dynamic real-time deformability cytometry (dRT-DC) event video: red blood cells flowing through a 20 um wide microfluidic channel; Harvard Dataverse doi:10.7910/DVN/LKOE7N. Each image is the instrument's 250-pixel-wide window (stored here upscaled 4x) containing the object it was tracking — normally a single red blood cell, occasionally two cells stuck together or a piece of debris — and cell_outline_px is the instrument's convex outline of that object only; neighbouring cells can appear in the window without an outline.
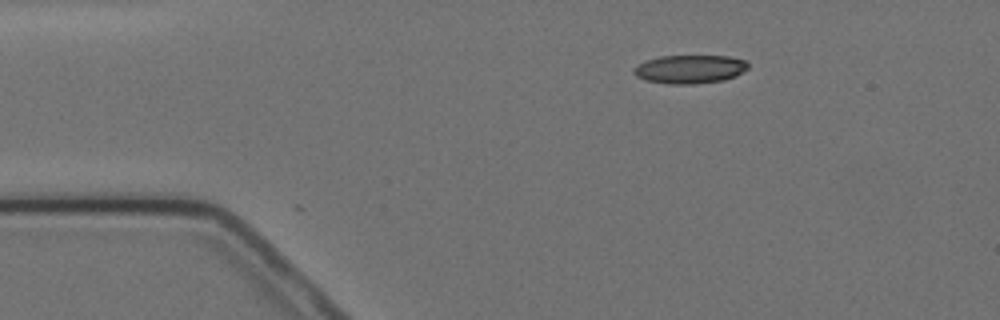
{"species": "Egyptian fruit bat (a non-hibernating species)", "species_latin": "Rousettus aegyptiacus", "temperature_condition": "cold", "stored_images_in_passage": 5, "camera_frame_rate_fps": 3000, "um_per_image_px": 0.085, "animal": {"sex": "female"}, "frame": {"image": 1, "passage_image": 5, "time_ms": 4.667, "image_size_px": [1000, 320], "cell_outline_px": [[748, 68], [736, 76], [724, 80], [696, 84], [668, 84], [644, 80], [636, 76], [632, 72], [632, 68], [648, 60], [660, 56], [728, 56], [744, 60], [748, 64]], "centroid_in_image_um": [58.62, 5.89], "position_along_channel_um": 26.4, "area_um2": 19.02}}